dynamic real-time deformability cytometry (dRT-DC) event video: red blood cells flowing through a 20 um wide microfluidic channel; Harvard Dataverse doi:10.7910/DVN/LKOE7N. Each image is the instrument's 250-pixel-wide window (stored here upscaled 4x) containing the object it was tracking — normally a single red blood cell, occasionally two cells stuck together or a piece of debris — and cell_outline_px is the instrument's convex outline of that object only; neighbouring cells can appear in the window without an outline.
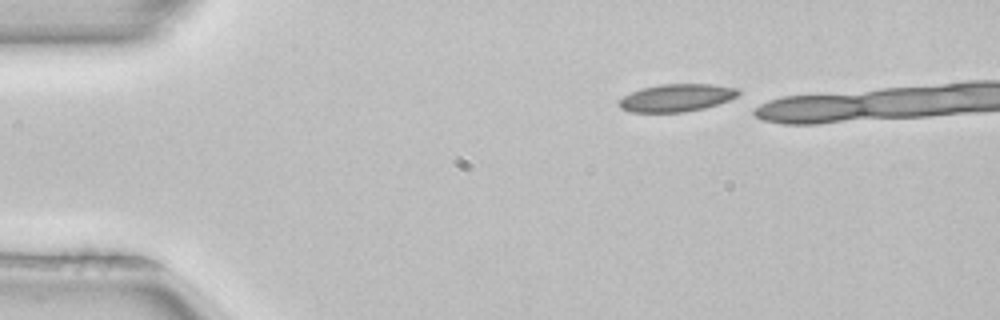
{"species": "common noctule bat (a hibernating species)", "species_latin": "Nyctalus noctula", "temperature_condition": "room temperature", "stored_images_in_passage": 15, "camera_frame_rate_fps": 3000, "um_per_image_px": 0.085, "animal": {"sex": "female", "body_mass_g": 22.7, "forearm_length_mm": 54.2}, "frame": {"image": 1, "passage_image": 1, "time_ms": 0.0, "image_size_px": [1000, 320], "cell_outline_px": [[740, 92], [736, 96], [728, 100], [704, 108], [684, 112], [628, 112], [620, 108], [620, 100], [624, 96], [640, 88], [660, 84], [712, 84], [740, 88]], "centroid_in_image_um": [57.51, 8.3], "position_along_channel_um": 27.5, "area_um2": 19.13}}